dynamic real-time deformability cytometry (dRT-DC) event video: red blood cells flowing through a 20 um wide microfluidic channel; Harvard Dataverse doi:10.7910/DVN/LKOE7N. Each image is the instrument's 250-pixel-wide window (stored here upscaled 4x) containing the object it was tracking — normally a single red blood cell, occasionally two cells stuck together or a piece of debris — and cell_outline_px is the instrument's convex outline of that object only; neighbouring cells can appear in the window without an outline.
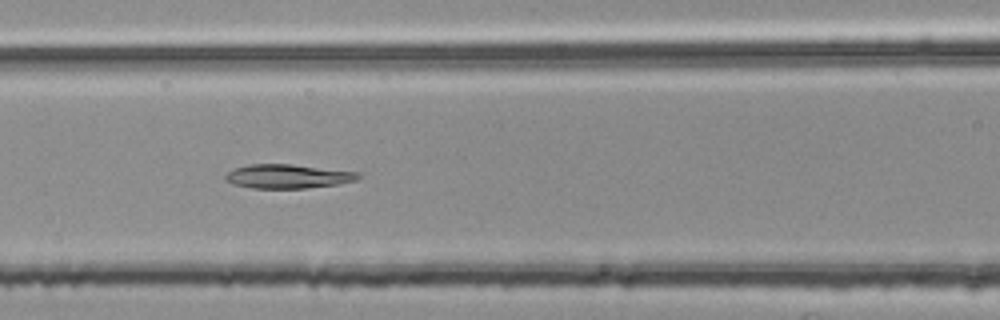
{"species": "common noctule bat (a hibernating species)", "species_latin": "Nyctalus noctula", "temperature_condition": "room temperature", "stored_images_in_passage": 41, "camera_frame_rate_fps": 3000, "um_per_image_px": 0.085, "animal": {"sex": "female", "body_mass_g": 25.1}, "frame": {"image": 1, "passage_image": 11, "time_ms": 3.333, "image_size_px": [1000, 320], "cell_outline_px": [[360, 176], [356, 180], [336, 184], [304, 188], [252, 188], [232, 184], [224, 180], [224, 176], [232, 168], [248, 164], [292, 164], [356, 172]], "centroid_in_image_um": [24.36, 14.98], "position_along_channel_um": 142.2, "area_um2": 18.5}}
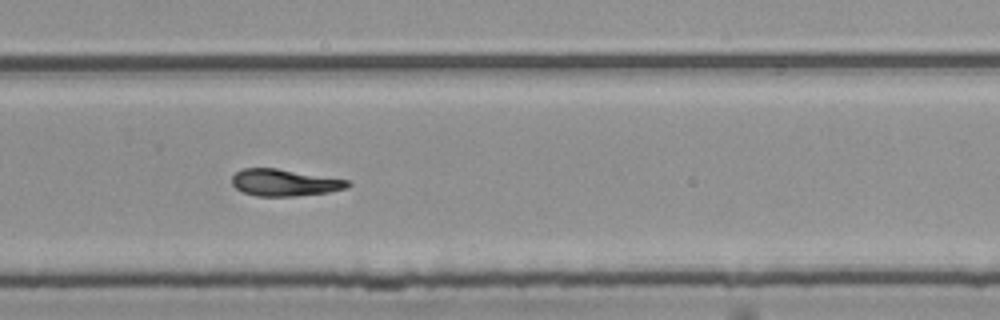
{"frame": {"image": 2, "passage_image": 24, "time_ms": 7.667, "image_size_px": [1000, 320], "cell_outline_px": [[352, 184], [348, 188], [328, 192], [296, 196], [256, 196], [244, 192], [236, 188], [232, 184], [232, 176], [236, 172], [244, 168], [276, 168], [348, 180]], "centroid_in_image_um": [24.19, 15.52], "position_along_channel_um": 305.6, "area_um2": 18.03}}
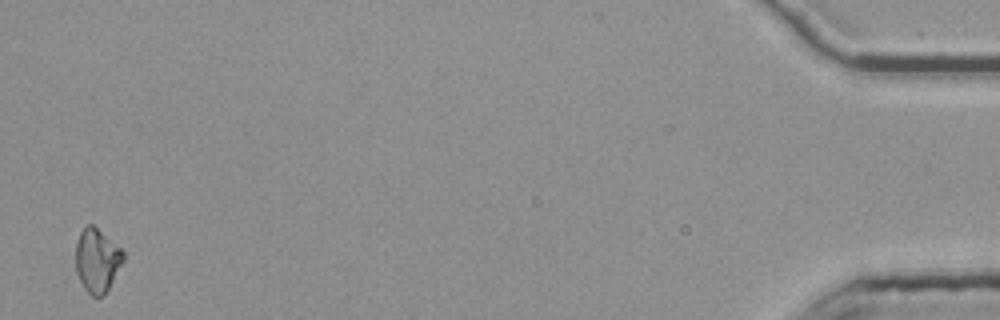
{"frame": {"image": 3, "passage_image": 41, "time_ms": 13.333, "image_size_px": [1000, 320], "cell_outline_px": [[124, 260], [104, 296], [92, 296], [84, 288], [76, 272], [76, 244], [80, 232], [88, 224], [92, 224], [120, 248], [124, 252]], "centroid_in_image_um": [8.24, 22.14], "position_along_channel_um": 427.0, "area_um2": 17.4}}